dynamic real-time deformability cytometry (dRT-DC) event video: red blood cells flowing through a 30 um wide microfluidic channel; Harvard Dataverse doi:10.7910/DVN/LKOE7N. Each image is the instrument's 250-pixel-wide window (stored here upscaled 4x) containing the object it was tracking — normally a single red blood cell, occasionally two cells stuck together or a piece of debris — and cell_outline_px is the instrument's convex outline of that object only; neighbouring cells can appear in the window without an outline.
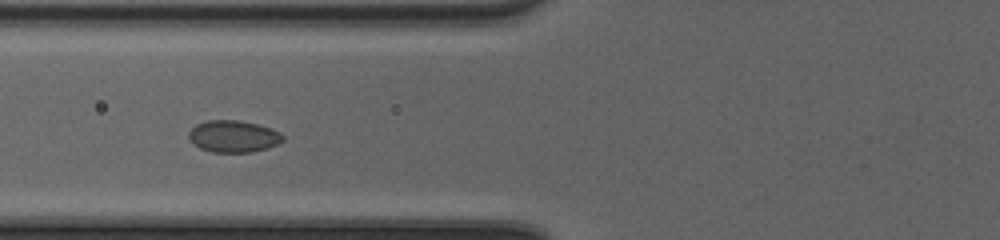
{"species": "common noctule bat (a hibernating species)", "species_latin": "Nyctalus noctula", "temperature_condition": "cold", "stored_images_in_passage": 12, "camera_frame_rate_fps": 3000, "um_per_image_px": 0.085, "animal": {"sex": "female", "body_mass_g": 20.0, "forearm_length_mm": 54.0}, "frame": {"image": 1, "passage_image": 6, "time_ms": 1.667, "image_size_px": [1000, 240], "cell_outline_px": [[284, 140], [268, 148], [252, 152], [212, 152], [200, 148], [188, 136], [188, 132], [196, 124], [208, 120], [236, 120], [256, 124], [272, 128], [280, 132], [284, 136]], "centroid_in_image_um": [19.86, 11.59], "position_along_channel_um": 105.9, "area_um2": 17.4}}
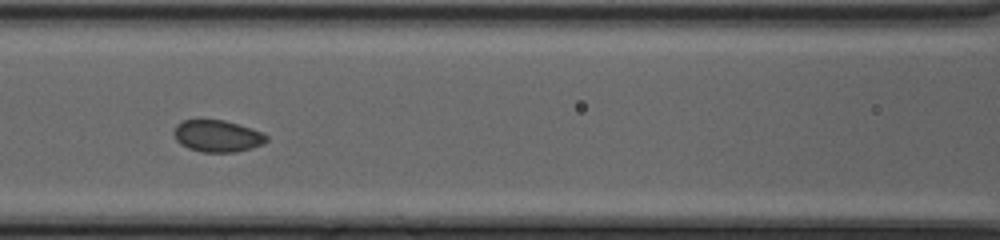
{"frame": {"image": 2, "passage_image": 9, "time_ms": 2.667, "image_size_px": [1000, 240], "cell_outline_px": [[268, 140], [252, 148], [236, 152], [200, 152], [188, 148], [176, 140], [172, 132], [176, 124], [184, 120], [224, 120], [252, 128], [268, 136]], "centroid_in_image_um": [18.45, 11.56], "position_along_channel_um": 148.2, "area_um2": 17.17}}